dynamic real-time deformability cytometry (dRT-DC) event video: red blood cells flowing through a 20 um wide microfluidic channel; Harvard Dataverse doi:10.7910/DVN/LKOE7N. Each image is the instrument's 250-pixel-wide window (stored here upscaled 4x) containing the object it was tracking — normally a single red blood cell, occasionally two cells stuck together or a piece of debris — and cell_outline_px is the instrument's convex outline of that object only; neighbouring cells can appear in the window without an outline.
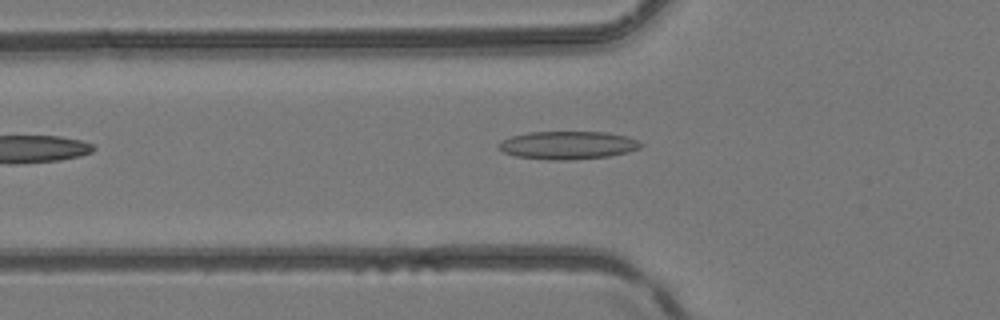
{"species": "common noctule bat (a hibernating species)", "species_latin": "Nyctalus noctula", "temperature_condition": "room temperature", "stored_images_in_passage": 5, "camera_frame_rate_fps": 3000, "um_per_image_px": 0.085, "animal": {"sex": "female", "body_mass_g": 24.6, "forearm_length_mm": 56.2}, "frame": {"image": 1, "passage_image": 5, "time_ms": 1.333, "image_size_px": [1000, 320], "cell_outline_px": [[644, 144], [640, 148], [628, 152], [608, 156], [572, 160], [548, 160], [516, 156], [504, 152], [496, 148], [496, 144], [500, 140], [512, 136], [528, 132], [608, 132], [624, 136], [636, 140]], "centroid_in_image_um": [48.21, 12.34], "position_along_channel_um": 77.6, "area_um2": 23.35}}